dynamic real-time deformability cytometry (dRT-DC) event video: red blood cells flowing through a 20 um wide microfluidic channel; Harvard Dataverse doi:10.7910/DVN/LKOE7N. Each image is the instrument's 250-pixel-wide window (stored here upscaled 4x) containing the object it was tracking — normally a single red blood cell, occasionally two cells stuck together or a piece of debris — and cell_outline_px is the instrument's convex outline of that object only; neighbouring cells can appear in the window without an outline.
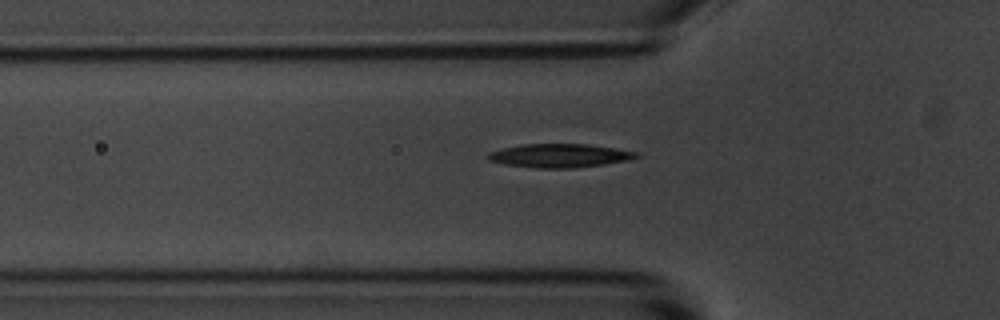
{"species": "common noctule bat (a hibernating species)", "species_latin": "Nyctalus noctula", "temperature_condition": "room temperature", "stored_images_in_passage": 34, "camera_frame_rate_fps": 3000, "um_per_image_px": 0.085, "animal": {"sex": "male", "body_mass_g": 20.1, "forearm_length_mm": 53.5}, "frame": {"image": 1, "passage_image": 3, "time_ms": 0.667, "image_size_px": [1000, 320], "cell_outline_px": [[640, 156], [628, 160], [604, 164], [572, 168], [536, 168], [504, 164], [488, 160], [484, 156], [488, 152], [504, 148], [524, 144], [588, 144], [636, 152]], "centroid_in_image_um": [47.5, 13.23], "position_along_channel_um": 78.3, "area_um2": 20.29}}
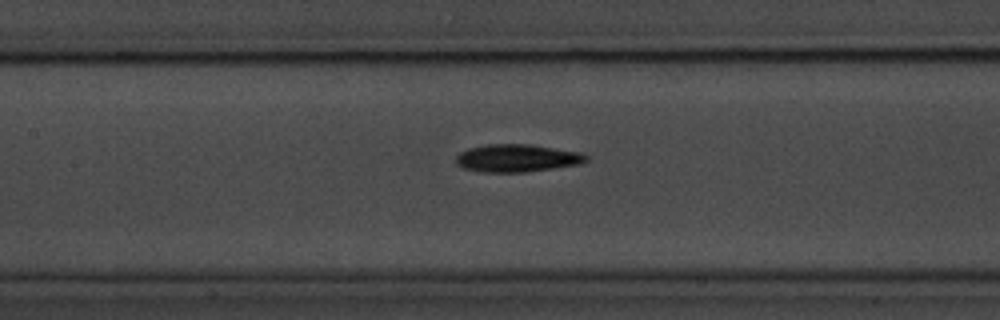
{"frame": {"image": 2, "passage_image": 10, "time_ms": 3.0, "image_size_px": [1000, 320], "cell_outline_px": [[588, 160], [580, 164], [524, 172], [480, 172], [464, 168], [456, 164], [456, 156], [460, 152], [468, 148], [488, 144], [528, 144], [580, 152], [588, 156]], "centroid_in_image_um": [43.92, 13.44], "position_along_channel_um": 163.5, "area_um2": 20.92}}
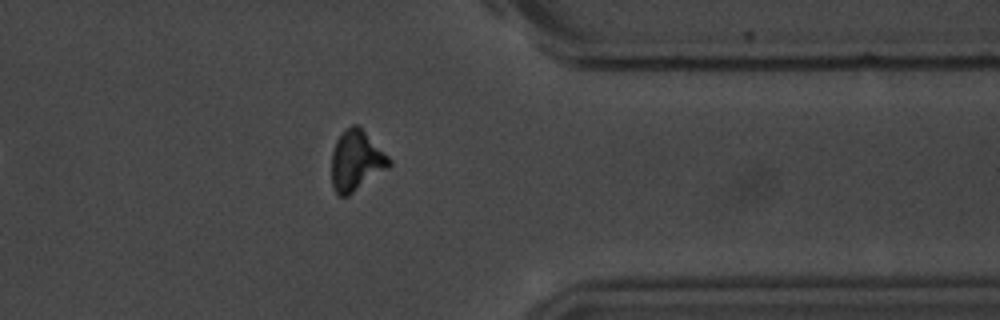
{"frame": {"image": 3, "passage_image": 29, "time_ms": 9.333, "image_size_px": [1000, 320], "cell_outline_px": [[392, 164], [388, 168], [348, 196], [340, 196], [336, 192], [332, 184], [332, 152], [336, 140], [340, 132], [352, 124], [356, 124], [392, 160]], "centroid_in_image_um": [30.26, 13.66], "position_along_channel_um": 381.1, "area_um2": 20.0}, "authors_computed_cell_mechanics": {"area_um2": 20.0855, "velocity_mm_per_s": 3.6012, "shape_relaxation_time_tau1_ms": 2.868, "shape_relaxation_time_tau2_ms": 5.145, "deformation_change_tau1": 0.1287, "deformation_change_tau2": 0.1389}}